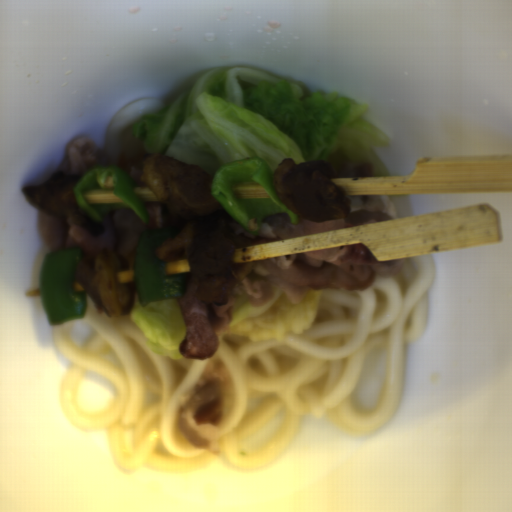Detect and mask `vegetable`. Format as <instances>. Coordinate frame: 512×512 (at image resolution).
<instances>
[{"instance_id":"96ceb2fe","label":"vegetable","mask_w":512,"mask_h":512,"mask_svg":"<svg viewBox=\"0 0 512 512\" xmlns=\"http://www.w3.org/2000/svg\"><path fill=\"white\" fill-rule=\"evenodd\" d=\"M181 229H155L141 232L133 258V275L139 306L168 298H180L185 282L180 274H167L164 260L156 256L157 248L175 237Z\"/></svg>"},{"instance_id":"ea0f7189","label":"vegetable","mask_w":512,"mask_h":512,"mask_svg":"<svg viewBox=\"0 0 512 512\" xmlns=\"http://www.w3.org/2000/svg\"><path fill=\"white\" fill-rule=\"evenodd\" d=\"M83 256L80 247L45 254L38 275L40 305L50 324L84 317L88 293L74 277Z\"/></svg>"},{"instance_id":"add77e79","label":"vegetable","mask_w":512,"mask_h":512,"mask_svg":"<svg viewBox=\"0 0 512 512\" xmlns=\"http://www.w3.org/2000/svg\"><path fill=\"white\" fill-rule=\"evenodd\" d=\"M269 165L257 158L227 162L218 167L212 194L226 212L249 234L258 235L264 216L286 213L298 223L296 213L277 195Z\"/></svg>"},{"instance_id":"f7b5029e","label":"vegetable","mask_w":512,"mask_h":512,"mask_svg":"<svg viewBox=\"0 0 512 512\" xmlns=\"http://www.w3.org/2000/svg\"><path fill=\"white\" fill-rule=\"evenodd\" d=\"M77 206L93 221L101 223L113 209H131L146 224V204L135 191L134 179L114 166H97L85 172L73 189Z\"/></svg>"}]
</instances>
